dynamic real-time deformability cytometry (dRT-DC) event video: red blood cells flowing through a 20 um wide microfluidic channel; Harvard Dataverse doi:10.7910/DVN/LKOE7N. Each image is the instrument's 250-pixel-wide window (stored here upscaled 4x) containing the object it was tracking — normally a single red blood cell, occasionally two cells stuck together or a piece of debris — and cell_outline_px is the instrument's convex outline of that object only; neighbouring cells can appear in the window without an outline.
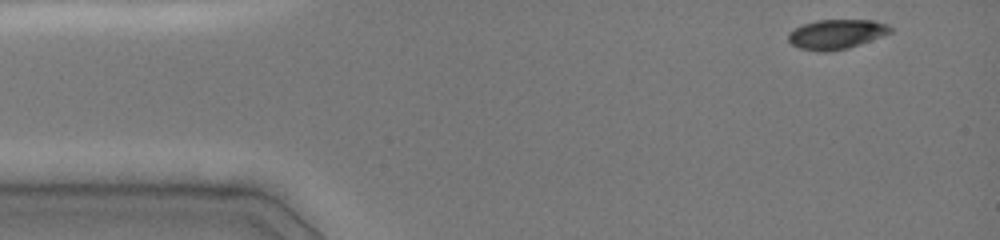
{"species": "common noctule bat (a hibernating species)", "species_latin": "Nyctalus noctula", "temperature_condition": "cold", "stored_images_in_passage": 39, "camera_frame_rate_fps": 3000, "um_per_image_px": 0.085, "animal": {"sex": "female", "body_mass_g": 19.0, "forearm_length_mm": 51.5}, "frame": {"image": 1, "passage_image": 1, "time_ms": 0.0, "image_size_px": [1000, 240], "cell_outline_px": [[892, 32], [860, 44], [848, 48], [828, 52], [820, 52], [800, 48], [792, 44], [788, 40], [788, 32], [804, 24], [816, 20], [872, 20], [888, 24], [892, 28]], "centroid_in_image_um": [71.09, 2.91], "position_along_channel_um": 13.9, "area_um2": 17.57}}
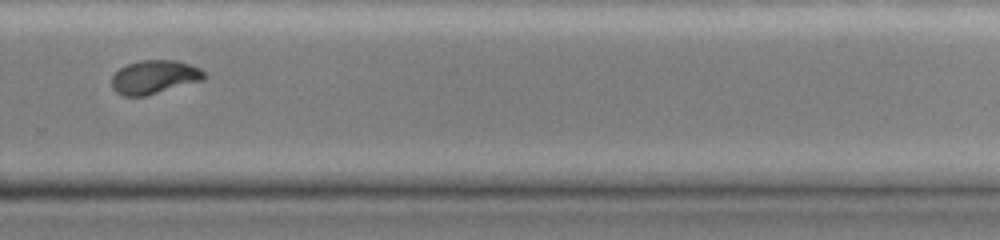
{"frame": {"image": 2, "passage_image": 30, "time_ms": 9.667, "image_size_px": [1000, 240], "cell_outline_px": [[204, 80], [144, 96], [124, 96], [116, 92], [112, 88], [112, 76], [120, 68], [128, 64], [140, 60], [176, 60], [200, 68], [204, 72]], "centroid_in_image_um": [13.11, 6.55], "position_along_channel_um": 316.7, "area_um2": 17.98}}
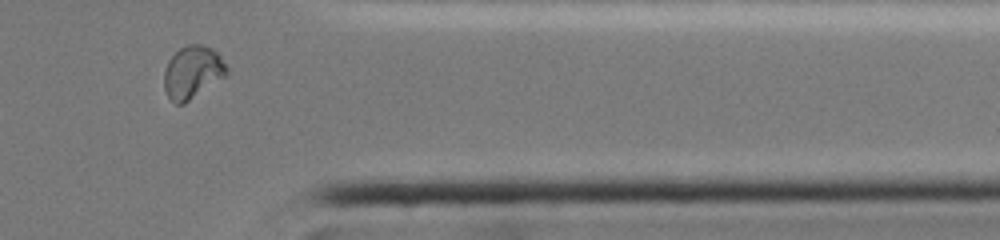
{"frame": {"image": 3, "passage_image": 36, "time_ms": 11.667, "image_size_px": [1000, 240], "cell_outline_px": [[228, 72], [224, 76], [184, 104], [176, 104], [168, 96], [164, 88], [164, 72], [168, 60], [180, 48], [188, 44], [200, 44], [212, 48], [220, 56], [228, 68]], "centroid_in_image_um": [16.35, 6.13], "position_along_channel_um": 395.1, "area_um2": 18.96}, "authors_computed_cell_mechanics": {"area_um2": 18.6694, "velocity_mm_per_s": 4.058, "shape_relaxation_time_tau1_ms": 5.4881, "shape_relaxation_time_tau2_ms": 1.3591, "deformation_change_tau1": 0.2008, "deformation_change_tau2": 0.036}}